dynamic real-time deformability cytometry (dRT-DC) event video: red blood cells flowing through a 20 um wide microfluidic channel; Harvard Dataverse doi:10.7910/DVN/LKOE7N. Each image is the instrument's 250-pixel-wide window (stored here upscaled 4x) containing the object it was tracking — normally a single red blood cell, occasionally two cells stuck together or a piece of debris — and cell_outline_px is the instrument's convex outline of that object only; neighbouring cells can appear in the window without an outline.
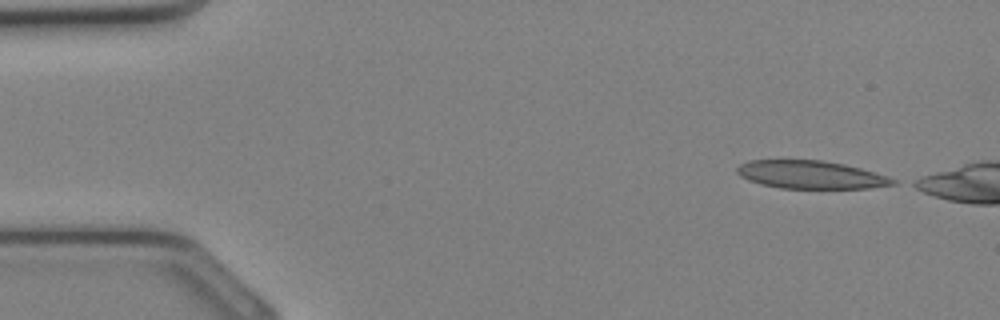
{"species": "Egyptian fruit bat (a non-hibernating species)", "species_latin": "Rousettus aegyptiacus", "temperature_condition": "cold", "stored_images_in_passage": 5, "camera_frame_rate_fps": 3000, "um_per_image_px": 0.085, "animal": {"sex": "female"}, "frame": {"image": 1, "passage_image": 1, "time_ms": 0.0, "image_size_px": [1000, 320], "cell_outline_px": [[896, 184], [868, 188], [780, 188], [760, 184], [748, 180], [740, 176], [736, 172], [736, 168], [740, 164], [748, 160], [820, 160], [844, 164], [860, 168], [888, 176], [896, 180]], "centroid_in_image_um": [68.88, 14.85], "position_along_channel_um": 16.1, "area_um2": 25.37}}